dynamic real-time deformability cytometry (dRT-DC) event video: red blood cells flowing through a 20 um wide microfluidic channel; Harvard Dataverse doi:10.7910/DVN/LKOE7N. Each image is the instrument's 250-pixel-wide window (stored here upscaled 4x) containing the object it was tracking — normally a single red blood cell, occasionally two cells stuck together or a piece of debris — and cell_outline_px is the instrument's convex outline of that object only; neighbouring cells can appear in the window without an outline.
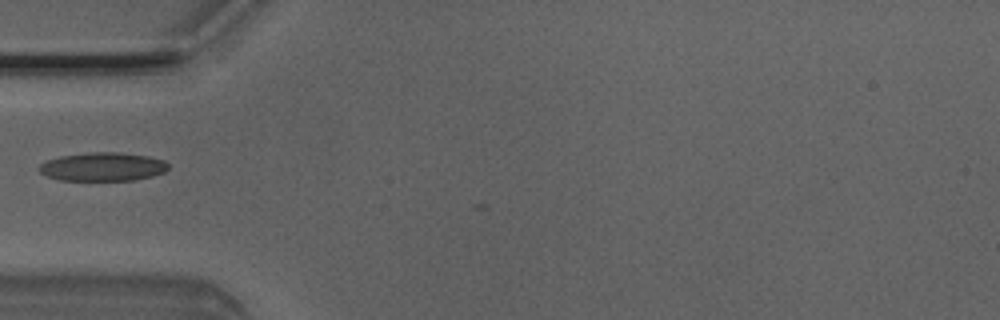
{"species": "Egyptian fruit bat (a non-hibernating species)", "species_latin": "Rousettus aegyptiacus", "temperature_condition": "room temperature", "stored_images_in_passage": 6, "camera_frame_rate_fps": 3000, "um_per_image_px": 0.085, "animal": {"sex": "male"}, "frame": {"image": 1, "passage_image": 5, "time_ms": 1.333, "image_size_px": [1000, 320], "cell_outline_px": [[168, 168], [164, 172], [152, 176], [136, 180], [60, 180], [48, 176], [40, 172], [40, 164], [48, 160], [60, 156], [92, 152], [116, 152], [148, 156], [164, 160], [168, 164]], "centroid_in_image_um": [8.76, 14.17], "position_along_channel_um": 76.2, "area_um2": 21.33}}